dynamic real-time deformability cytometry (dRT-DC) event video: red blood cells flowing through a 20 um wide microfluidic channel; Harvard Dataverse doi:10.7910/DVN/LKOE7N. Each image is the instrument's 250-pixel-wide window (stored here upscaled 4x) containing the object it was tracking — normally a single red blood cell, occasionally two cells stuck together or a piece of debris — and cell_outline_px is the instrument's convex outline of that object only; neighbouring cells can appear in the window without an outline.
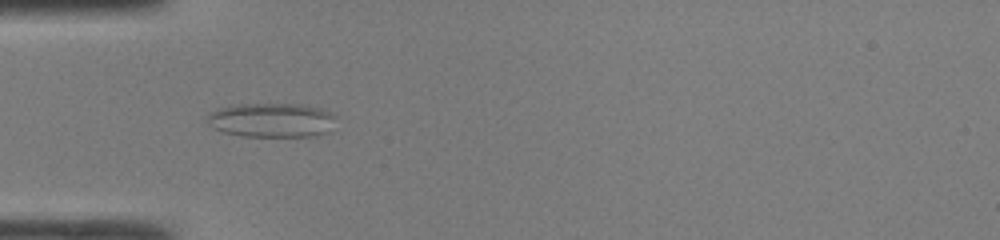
{"species": "common noctule bat (a hibernating species)", "species_latin": "Nyctalus noctula", "temperature_condition": "room temperature", "stored_images_in_passage": 47, "camera_frame_rate_fps": 3000, "um_per_image_px": 0.085, "animal": {"sex": "male", "body_mass_g": 19.0, "forearm_length_mm": 50.8}, "frame": {"image": 1, "passage_image": 15, "time_ms": 4.667, "image_size_px": [1000, 240], "cell_outline_px": [[336, 116], [328, 132], [316, 136], [244, 136], [224, 132], [212, 128], [204, 120], [208, 112], [216, 108], [232, 104], [300, 104], [320, 108]], "centroid_in_image_um": [23.0, 10.2], "position_along_channel_um": 62.0, "area_um2": 26.01}}
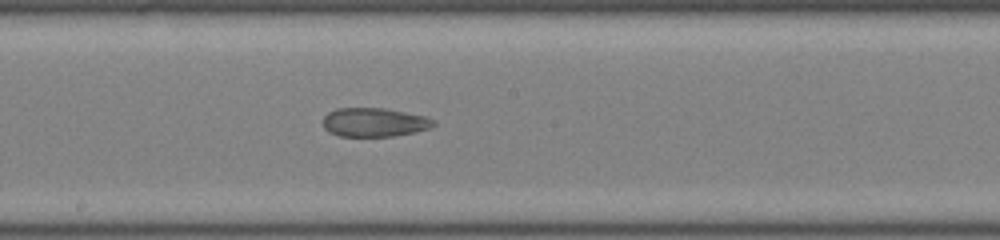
{"frame": {"image": 2, "passage_image": 26, "time_ms": 8.333, "image_size_px": [1000, 240], "cell_outline_px": [[436, 124], [432, 128], [416, 132], [392, 136], [340, 136], [328, 132], [324, 128], [324, 116], [328, 112], [336, 108], [384, 108], [424, 116], [436, 120]], "centroid_in_image_um": [31.83, 10.4], "position_along_channel_um": 216.4, "area_um2": 18.67}}
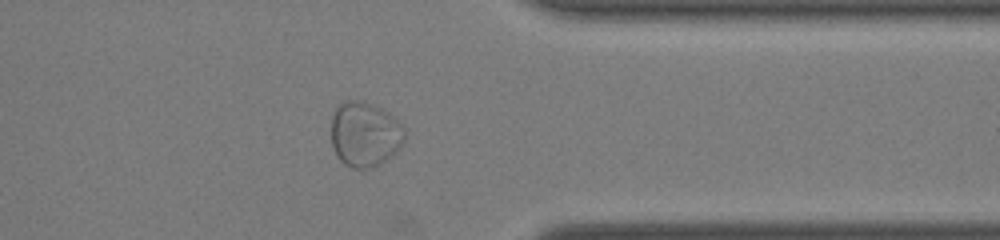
{"frame": {"image": 3, "passage_image": 38, "time_ms": 12.333, "image_size_px": [1000, 240], "cell_outline_px": [[404, 140], [400, 148], [392, 156], [380, 164], [372, 168], [352, 168], [344, 164], [336, 156], [332, 144], [332, 116], [336, 108], [344, 100], [360, 100], [372, 104], [388, 112], [404, 128]], "centroid_in_image_um": [31.0, 11.42], "position_along_channel_um": 380.4, "area_um2": 27.86}}